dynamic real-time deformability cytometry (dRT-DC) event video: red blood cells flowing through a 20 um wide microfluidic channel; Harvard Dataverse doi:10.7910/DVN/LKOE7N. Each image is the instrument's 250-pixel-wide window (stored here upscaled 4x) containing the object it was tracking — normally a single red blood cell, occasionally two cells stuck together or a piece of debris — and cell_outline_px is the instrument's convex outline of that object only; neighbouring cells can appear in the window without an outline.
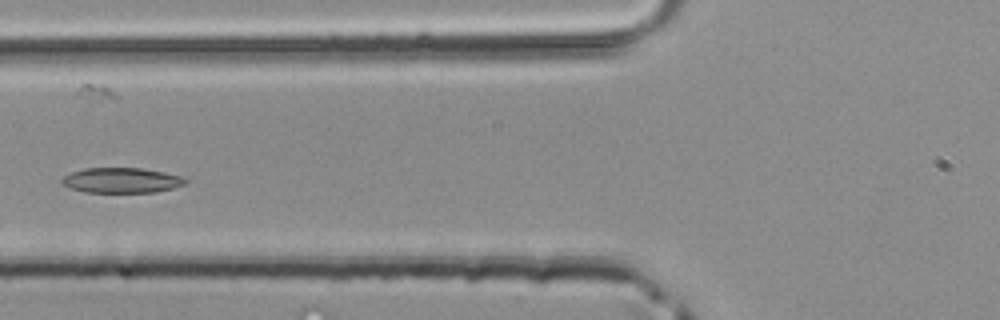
{"species": "common noctule bat (a hibernating species)", "species_latin": "Nyctalus noctula", "temperature_condition": "room temperature", "stored_images_in_passage": 4, "camera_frame_rate_fps": 3000, "um_per_image_px": 0.085, "animal": {"sex": "male", "body_mass_g": 20.4}, "frame": {"image": 1, "passage_image": 4, "time_ms": 1.0, "image_size_px": [1000, 320], "cell_outline_px": [[188, 180], [184, 184], [172, 188], [156, 192], [84, 192], [72, 188], [64, 184], [60, 180], [64, 176], [72, 172], [84, 168], [140, 168], [164, 172], [180, 176]], "centroid_in_image_um": [10.33, 15.32], "position_along_channel_um": 115.5, "area_um2": 17.92}}